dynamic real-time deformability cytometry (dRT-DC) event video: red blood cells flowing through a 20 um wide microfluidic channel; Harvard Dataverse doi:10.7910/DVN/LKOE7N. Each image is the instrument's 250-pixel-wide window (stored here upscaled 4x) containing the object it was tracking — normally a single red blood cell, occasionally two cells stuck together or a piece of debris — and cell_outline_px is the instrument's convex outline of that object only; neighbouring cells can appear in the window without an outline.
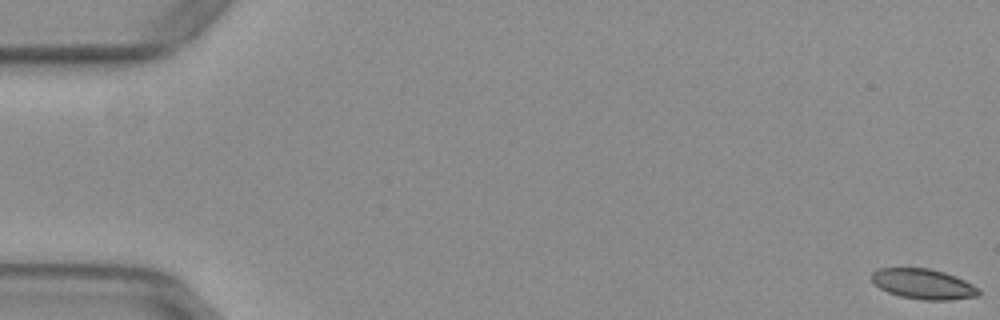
{"species": "common noctule bat (a hibernating species)", "species_latin": "Nyctalus noctula", "temperature_condition": "warm", "stored_images_in_passage": 5, "camera_frame_rate_fps": 3000, "um_per_image_px": 0.085, "animal": {"sex": "female", "body_mass_g": 29.2, "forearm_length_mm": 56.3}, "frame": {"image": 1, "passage_image": 1, "time_ms": 0.0, "image_size_px": [1000, 320], "cell_outline_px": [[980, 296], [948, 300], [924, 300], [900, 296], [888, 292], [880, 288], [872, 280], [872, 272], [880, 268], [928, 268], [944, 272], [956, 276], [980, 288]], "centroid_in_image_um": [78.52, 24.14], "position_along_channel_um": 6.5, "area_um2": 18.84}}